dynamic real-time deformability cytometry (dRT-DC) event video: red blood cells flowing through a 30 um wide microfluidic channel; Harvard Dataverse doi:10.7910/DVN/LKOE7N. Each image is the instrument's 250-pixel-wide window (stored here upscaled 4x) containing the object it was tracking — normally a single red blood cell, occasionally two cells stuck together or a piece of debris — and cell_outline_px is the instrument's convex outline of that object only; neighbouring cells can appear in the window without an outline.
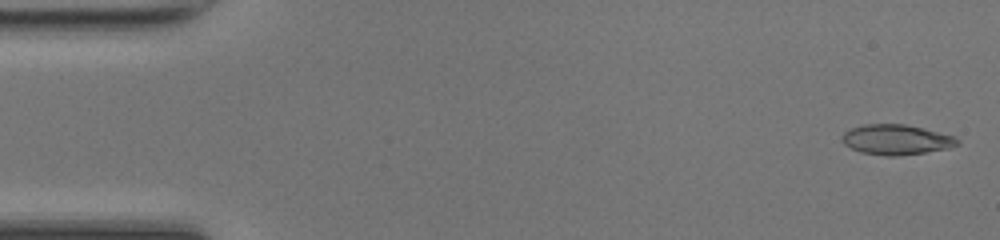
{"species": "common noctule bat (a hibernating species)", "species_latin": "Nyctalus noctula", "temperature_condition": "room temperature", "stored_images_in_passage": 9, "camera_frame_rate_fps": 3000, "um_per_image_px": 0.085, "animal": {"sex": "female", "body_mass_g": 17.0, "forearm_length_mm": 48.0}, "frame": {"image": 1, "passage_image": 2, "time_ms": 0.333, "image_size_px": [1000, 240], "cell_outline_px": [[960, 144], [948, 148], [924, 152], [896, 156], [884, 156], [860, 152], [844, 144], [840, 140], [840, 136], [844, 132], [852, 128], [864, 124], [904, 124], [924, 128], [952, 136], [960, 140]], "centroid_in_image_um": [76.14, 11.87], "position_along_channel_um": 8.9, "area_um2": 20.23}}